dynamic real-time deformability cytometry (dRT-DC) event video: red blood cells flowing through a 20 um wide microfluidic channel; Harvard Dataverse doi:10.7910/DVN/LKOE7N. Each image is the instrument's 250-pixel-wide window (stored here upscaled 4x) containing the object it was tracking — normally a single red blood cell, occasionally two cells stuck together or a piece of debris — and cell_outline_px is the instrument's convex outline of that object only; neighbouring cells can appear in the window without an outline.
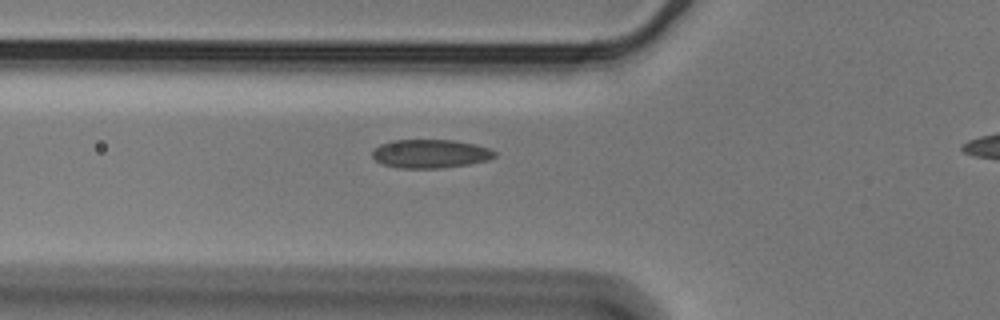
{"species": "Egyptian fruit bat (a non-hibernating species)", "species_latin": "Rousettus aegyptiacus", "temperature_condition": "cold", "stored_images_in_passage": 37, "camera_frame_rate_fps": 3000, "um_per_image_px": 0.085, "animal": {"sex": "male"}, "frame": {"image": 1, "passage_image": 7, "time_ms": 2.0, "image_size_px": [1000, 320], "cell_outline_px": [[496, 156], [488, 160], [468, 164], [444, 168], [400, 168], [380, 164], [372, 156], [372, 148], [380, 144], [392, 140], [452, 140], [476, 144], [488, 148], [496, 152]], "centroid_in_image_um": [36.55, 13.07], "position_along_channel_um": 89.3, "area_um2": 20.58}}
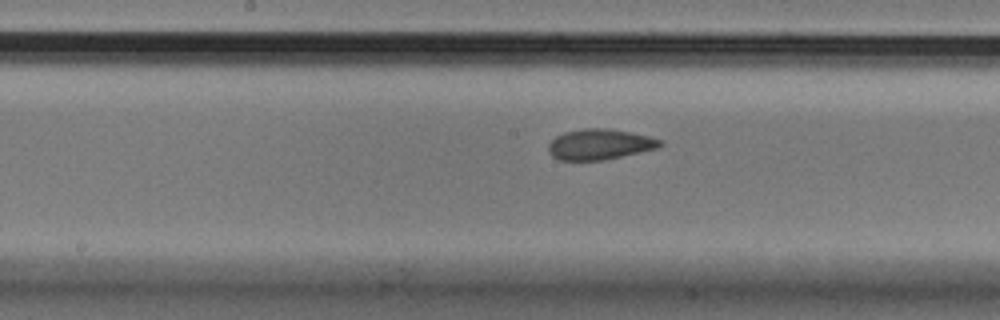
{"frame": {"image": 2, "passage_image": 16, "time_ms": 5.0, "image_size_px": [1000, 320], "cell_outline_px": [[664, 144], [660, 148], [604, 160], [560, 160], [552, 156], [548, 152], [548, 144], [556, 136], [564, 132], [584, 128], [608, 128], [648, 136], [664, 140]], "centroid_in_image_um": [51.0, 12.27], "position_along_channel_um": 197.2, "area_um2": 20.06}}
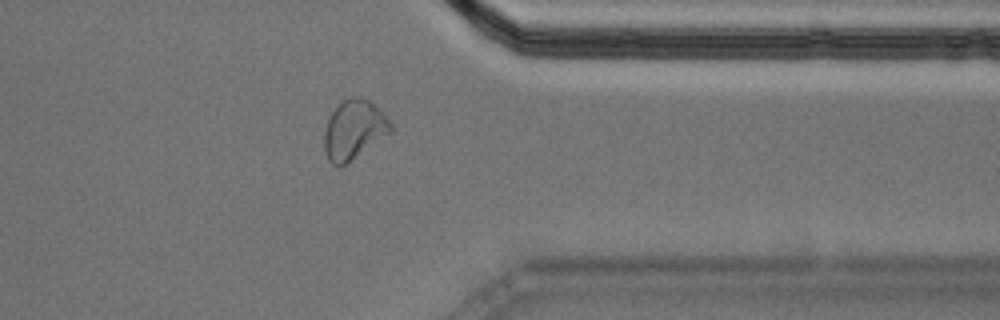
{"frame": {"image": 3, "passage_image": 32, "time_ms": 10.333, "image_size_px": [1000, 320], "cell_outline_px": [[392, 128], [388, 132], [340, 168], [332, 164], [328, 160], [324, 152], [324, 132], [328, 120], [332, 112], [348, 96], [356, 96], [368, 100], [392, 124]], "centroid_in_image_um": [30.0, 11.04], "position_along_channel_um": 381.4, "area_um2": 22.08}}